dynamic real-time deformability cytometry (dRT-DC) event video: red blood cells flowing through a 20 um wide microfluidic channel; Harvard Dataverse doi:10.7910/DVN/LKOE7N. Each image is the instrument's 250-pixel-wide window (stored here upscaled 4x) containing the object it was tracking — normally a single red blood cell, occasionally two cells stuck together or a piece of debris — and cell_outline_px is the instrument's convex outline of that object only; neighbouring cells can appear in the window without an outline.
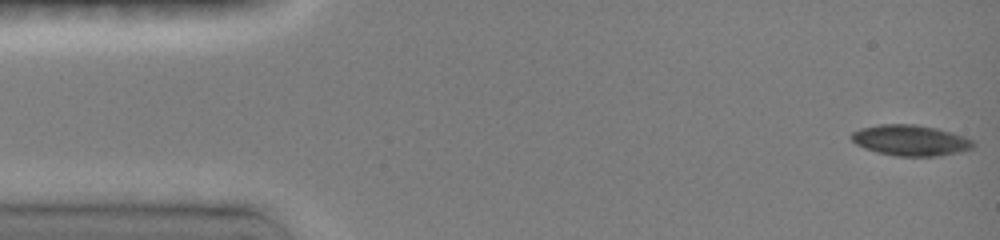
{"species": "common noctule bat (a hibernating species)", "species_latin": "Nyctalus noctula", "temperature_condition": "room temperature", "stored_images_in_passage": 47, "camera_frame_rate_fps": 3000, "um_per_image_px": 0.085, "animal": {"sex": "female", "body_mass_g": 19.0, "forearm_length_mm": 51.5}, "frame": {"image": 1, "passage_image": 1, "time_ms": 0.0, "image_size_px": [1000, 240], "cell_outline_px": [[976, 144], [972, 148], [940, 156], [896, 156], [876, 152], [864, 148], [856, 144], [848, 136], [852, 132], [860, 128], [880, 124], [916, 124], [936, 128], [952, 132], [964, 136], [972, 140]], "centroid_in_image_um": [77.36, 11.92], "position_along_channel_um": 7.6, "area_um2": 21.96}}
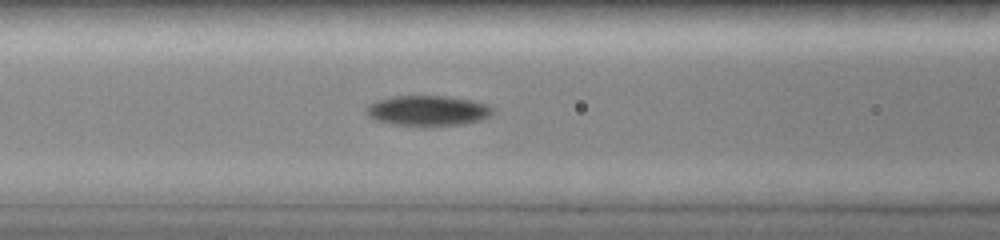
{"frame": {"image": 2, "passage_image": 19, "time_ms": 6.0, "image_size_px": [1000, 240], "cell_outline_px": [[492, 112], [488, 116], [480, 120], [464, 124], [428, 128], [420, 128], [392, 124], [376, 120], [368, 116], [364, 112], [364, 108], [368, 104], [380, 100], [396, 96], [444, 96], [472, 100], [488, 104], [492, 108]], "centroid_in_image_um": [36.33, 9.45], "position_along_channel_um": 130.3, "area_um2": 22.89}}
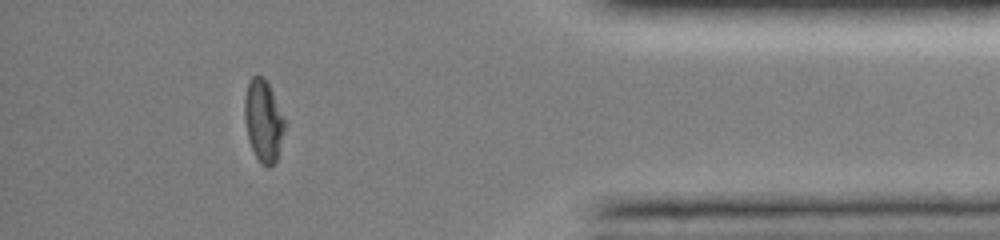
{"frame": {"image": 3, "passage_image": 42, "time_ms": 13.667, "image_size_px": [1000, 240], "cell_outline_px": [[284, 128], [276, 164], [268, 168], [260, 164], [248, 140], [244, 120], [244, 100], [248, 84], [252, 76], [264, 76], [272, 92], [284, 120]], "centroid_in_image_um": [22.36, 10.31], "position_along_channel_um": 412.8, "area_um2": 18.96}, "authors_computed_cell_mechanics": {"area_um2": 21.5594, "velocity_mm_per_s": 4.0146, "shape_relaxation_time_tau1_ms": 4.0318, "shape_relaxation_time_tau2_ms": null, "deformation_change_tau1": 0.1492, "deformation_change_tau2": null}}